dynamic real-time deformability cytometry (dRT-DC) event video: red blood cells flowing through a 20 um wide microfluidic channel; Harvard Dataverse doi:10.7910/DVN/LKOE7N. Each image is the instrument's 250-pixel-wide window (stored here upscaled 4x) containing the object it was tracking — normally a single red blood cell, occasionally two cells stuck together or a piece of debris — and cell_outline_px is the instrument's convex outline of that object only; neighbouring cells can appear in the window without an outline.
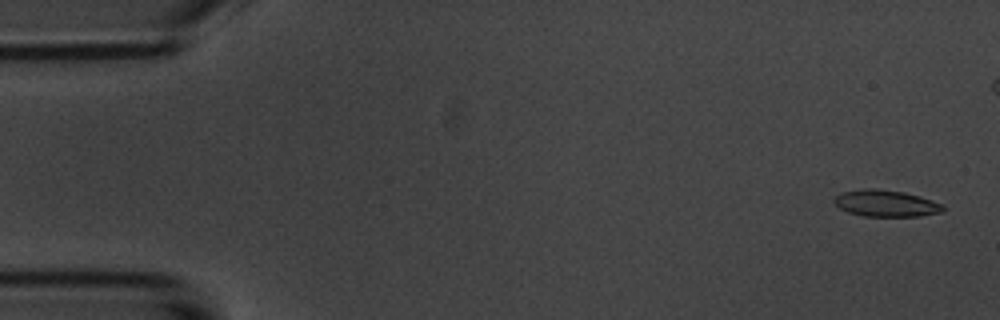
{"species": "common noctule bat (a hibernating species)", "species_latin": "Nyctalus noctula", "temperature_condition": "room temperature", "stored_images_in_passage": 6, "camera_frame_rate_fps": 3000, "um_per_image_px": 0.085, "animal": {"sex": "male", "body_mass_g": 20.1, "forearm_length_mm": 53.5}, "frame": {"image": 1, "passage_image": 1, "time_ms": 0.0, "image_size_px": [1000, 320], "cell_outline_px": [[944, 208], [940, 212], [920, 216], [864, 216], [848, 212], [840, 208], [832, 200], [840, 192], [864, 188], [876, 188], [904, 192], [920, 196], [944, 204]], "centroid_in_image_um": [75.29, 17.27], "position_along_channel_um": 9.7, "area_um2": 16.94}}